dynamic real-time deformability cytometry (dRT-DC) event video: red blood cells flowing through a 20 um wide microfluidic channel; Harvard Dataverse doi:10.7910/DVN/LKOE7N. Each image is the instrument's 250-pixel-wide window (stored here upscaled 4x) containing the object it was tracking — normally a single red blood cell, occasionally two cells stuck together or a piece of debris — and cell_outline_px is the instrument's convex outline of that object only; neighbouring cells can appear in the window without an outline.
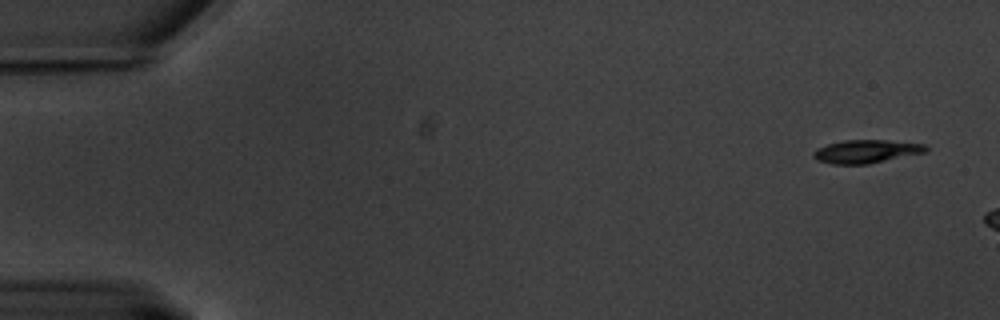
{"species": "common noctule bat (a hibernating species)", "species_latin": "Nyctalus noctula", "temperature_condition": "warm", "stored_images_in_passage": 7, "camera_frame_rate_fps": 3000, "um_per_image_px": 0.085, "animal": {"sex": "male", "body_mass_g": 20.1, "forearm_length_mm": 53.5}, "frame": {"image": 1, "passage_image": 1, "time_ms": 0.0, "image_size_px": [1000, 320], "cell_outline_px": [[928, 148], [924, 152], [868, 164], [832, 164], [820, 160], [816, 156], [816, 152], [820, 148], [828, 144], [844, 140], [884, 140], [924, 144]], "centroid_in_image_um": [73.68, 12.86], "position_along_channel_um": 11.3, "area_um2": 14.62}}